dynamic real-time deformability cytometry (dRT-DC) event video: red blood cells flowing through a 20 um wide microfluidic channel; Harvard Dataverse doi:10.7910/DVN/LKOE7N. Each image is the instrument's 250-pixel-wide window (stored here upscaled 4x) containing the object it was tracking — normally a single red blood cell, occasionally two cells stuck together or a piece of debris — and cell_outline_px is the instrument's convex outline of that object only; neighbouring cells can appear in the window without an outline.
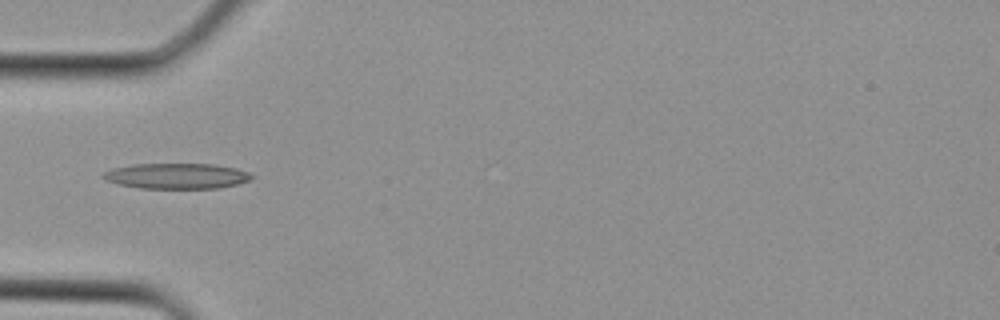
{"species": "Egyptian fruit bat (a non-hibernating species)", "species_latin": "Rousettus aegyptiacus", "temperature_condition": "cold", "stored_images_in_passage": 3, "segment_of_instrument_passage": [1, 2], "camera_frame_rate_fps": 3000, "um_per_image_px": 0.085, "animal": {"sex": "female"}, "frame": {"image": 1, "passage_image": 2, "time_ms": 0.333, "image_size_px": [1000, 320], "cell_outline_px": [[256, 176], [252, 180], [236, 184], [216, 188], [140, 188], [120, 184], [108, 180], [100, 176], [104, 172], [112, 168], [132, 164], [216, 164], [236, 168], [248, 172]], "centroid_in_image_um": [15.05, 14.95], "position_along_channel_um": 69.9, "area_um2": 22.08}}